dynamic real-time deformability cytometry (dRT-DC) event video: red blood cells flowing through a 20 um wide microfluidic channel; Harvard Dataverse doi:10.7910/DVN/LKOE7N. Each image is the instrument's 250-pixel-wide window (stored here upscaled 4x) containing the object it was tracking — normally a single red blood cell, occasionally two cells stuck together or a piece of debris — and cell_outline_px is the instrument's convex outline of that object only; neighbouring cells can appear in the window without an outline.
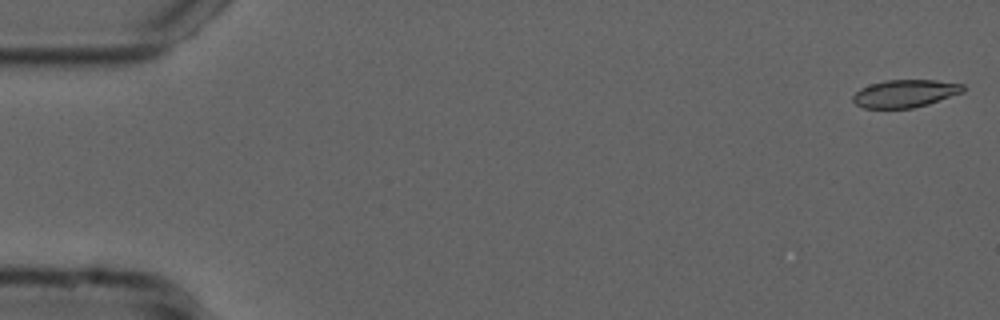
{"species": "common noctule bat (a hibernating species)", "species_latin": "Nyctalus noctula", "temperature_condition": "cold", "stored_images_in_passage": 54, "camera_frame_rate_fps": 3000, "um_per_image_px": 0.085, "animal": {"sex": "male", "forearm_length_mm": 52.5}, "frame": {"image": 1, "passage_image": 1, "time_ms": 0.0, "image_size_px": [1000, 320], "cell_outline_px": [[964, 92], [928, 104], [912, 108], [864, 108], [856, 104], [852, 100], [852, 96], [860, 88], [884, 80], [936, 80], [964, 84]], "centroid_in_image_um": [76.93, 7.94], "position_along_channel_um": 8.1, "area_um2": 17.74}}
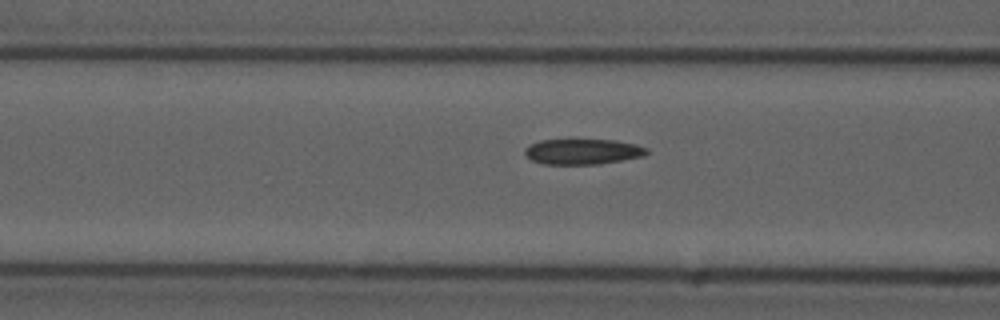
{"frame": {"image": 2, "passage_image": 21, "time_ms": 6.667, "image_size_px": [1000, 320], "cell_outline_px": [[648, 152], [644, 156], [600, 164], [544, 164], [532, 160], [524, 152], [524, 148], [528, 144], [540, 140], [616, 140], [636, 144], [648, 148]], "centroid_in_image_um": [49.53, 12.88], "position_along_channel_um": 117.1, "area_um2": 18.15}}
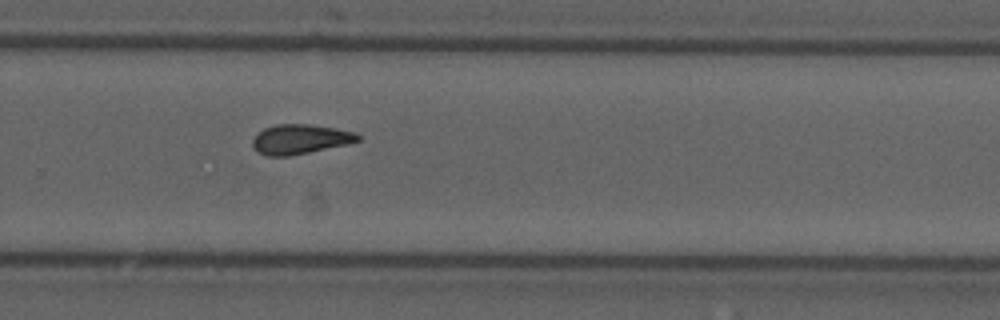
{"frame": {"image": 3, "passage_image": 36, "time_ms": 11.667, "image_size_px": [1000, 320], "cell_outline_px": [[360, 140], [348, 144], [288, 156], [264, 156], [252, 144], [252, 140], [256, 132], [264, 128], [276, 124], [308, 124], [336, 128], [352, 132], [360, 136]], "centroid_in_image_um": [25.48, 11.82], "position_along_channel_um": 304.3, "area_um2": 18.09}, "authors_computed_cell_mechanics": {"area_um2": 18.2648, "velocity_mm_per_s": 3.7488, "shape_relaxation_time_tau1_ms": null, "shape_relaxation_time_tau2_ms": 2.5642, "deformation_change_tau1": null, "deformation_change_tau2": 0.0836}}